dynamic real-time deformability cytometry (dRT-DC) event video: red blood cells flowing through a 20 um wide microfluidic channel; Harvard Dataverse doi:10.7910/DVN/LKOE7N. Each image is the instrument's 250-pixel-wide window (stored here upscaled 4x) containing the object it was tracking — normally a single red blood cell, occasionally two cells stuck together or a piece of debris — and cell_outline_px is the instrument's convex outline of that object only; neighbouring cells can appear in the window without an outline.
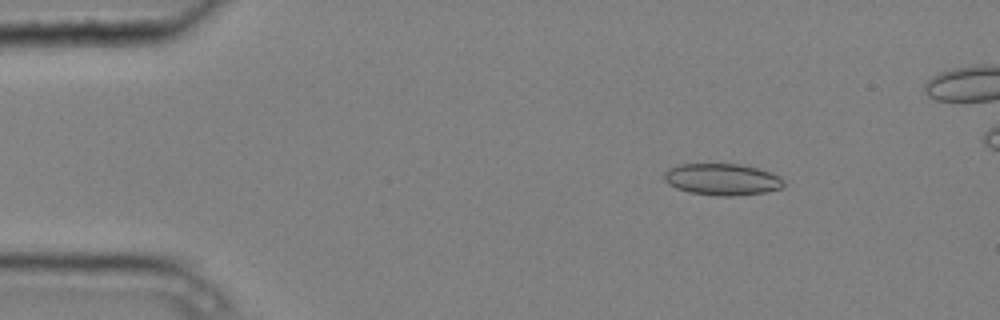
{"species": "common noctule bat (a hibernating species)", "species_latin": "Nyctalus noctula", "temperature_condition": "cold", "stored_images_in_passage": 5, "camera_frame_rate_fps": 3000, "um_per_image_px": 0.085, "animal": {"sex": "male", "body_mass_g": 20.4}, "frame": {"image": 1, "passage_image": 2, "time_ms": 0.333, "image_size_px": [1000, 320], "cell_outline_px": [[784, 184], [780, 188], [764, 192], [732, 196], [716, 196], [688, 192], [676, 188], [668, 184], [664, 180], [664, 172], [668, 168], [680, 164], [740, 164], [756, 168], [780, 176], [784, 180]], "centroid_in_image_um": [61.34, 15.25], "position_along_channel_um": 23.7, "area_um2": 22.02}}